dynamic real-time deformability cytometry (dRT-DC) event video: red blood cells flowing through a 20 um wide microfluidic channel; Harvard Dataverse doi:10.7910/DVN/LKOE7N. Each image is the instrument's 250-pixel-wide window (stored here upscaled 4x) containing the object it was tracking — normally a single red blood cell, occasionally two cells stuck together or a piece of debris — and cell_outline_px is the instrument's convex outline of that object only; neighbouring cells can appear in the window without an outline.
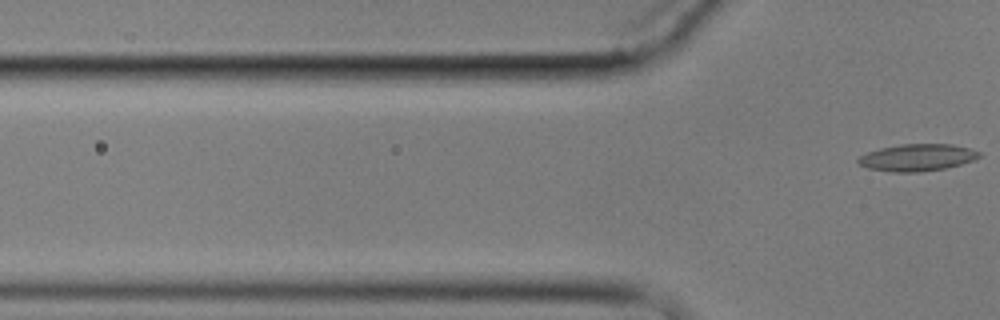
{"species": "common noctule bat (a hibernating species)", "species_latin": "Nyctalus noctula", "temperature_condition": "cold", "stored_images_in_passage": 6, "segment_of_instrument_passage": [2, 2], "camera_frame_rate_fps": 3000, "um_per_image_px": 0.085, "animal": {"sex": "male", "body_mass_g": 17.9}, "frame": {"image": 1, "passage_image": 6, "time_ms": 6.0, "image_size_px": [1000, 320], "cell_outline_px": [[980, 156], [972, 160], [960, 164], [944, 168], [920, 172], [892, 172], [868, 168], [860, 164], [856, 160], [860, 156], [868, 152], [880, 148], [900, 144], [952, 144], [968, 148], [980, 152]], "centroid_in_image_um": [77.94, 13.38], "position_along_channel_um": 47.9, "area_um2": 18.84}}